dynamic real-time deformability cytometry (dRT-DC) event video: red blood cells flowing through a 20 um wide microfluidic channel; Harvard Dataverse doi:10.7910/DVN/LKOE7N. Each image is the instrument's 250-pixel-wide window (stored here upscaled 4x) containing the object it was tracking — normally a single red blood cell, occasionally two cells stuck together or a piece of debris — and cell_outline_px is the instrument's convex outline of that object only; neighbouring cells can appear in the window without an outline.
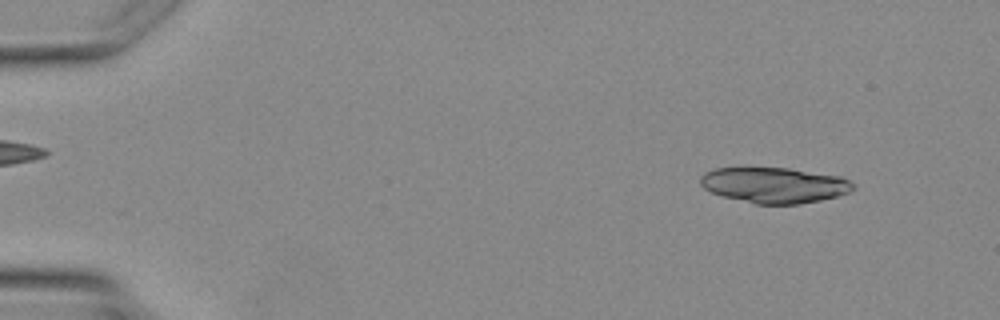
{"species": "Egyptian fruit bat (a non-hibernating species)", "species_latin": "Rousettus aegyptiacus", "temperature_condition": "warm", "stored_images_in_passage": 3, "camera_frame_rate_fps": 3000, "um_per_image_px": 0.085, "animal": {"sex": "female"}, "frame": {"image": 1, "passage_image": 1, "time_ms": 0.0, "image_size_px": [1000, 320], "cell_outline_px": [[856, 188], [848, 192], [836, 196], [820, 200], [800, 204], [756, 204], [724, 196], [712, 192], [704, 188], [700, 184], [700, 176], [704, 172], [716, 168], [788, 168], [840, 176], [856, 184]], "centroid_in_image_um": [65.83, 15.73], "position_along_channel_um": 19.2, "area_um2": 31.56}}